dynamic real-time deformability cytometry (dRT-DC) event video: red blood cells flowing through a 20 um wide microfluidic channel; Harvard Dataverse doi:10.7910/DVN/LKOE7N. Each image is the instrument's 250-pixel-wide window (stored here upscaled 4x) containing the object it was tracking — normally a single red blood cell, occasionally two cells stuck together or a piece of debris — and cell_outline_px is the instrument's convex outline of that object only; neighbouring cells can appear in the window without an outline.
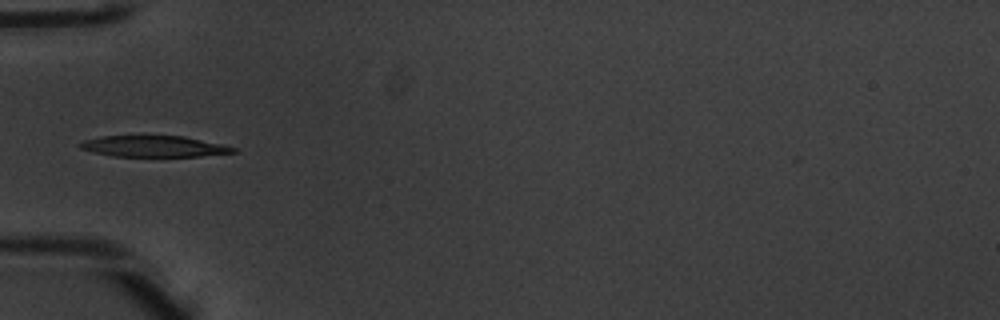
{"species": "common noctule bat (a hibernating species)", "species_latin": "Nyctalus noctula", "temperature_condition": "warm", "stored_images_in_passage": 35, "camera_frame_rate_fps": 3000, "um_per_image_px": 0.085, "animal": {"sex": "male", "body_mass_g": 20.1, "forearm_length_mm": 53.5}, "frame": {"image": 1, "passage_image": 1, "time_ms": 0.0, "image_size_px": [1000, 320], "cell_outline_px": [[236, 152], [200, 156], [112, 156], [92, 152], [80, 148], [76, 144], [84, 140], [100, 136], [184, 136], [224, 144], [236, 148]], "centroid_in_image_um": [13.06, 12.43], "position_along_channel_um": 71.9, "area_um2": 18.9}}
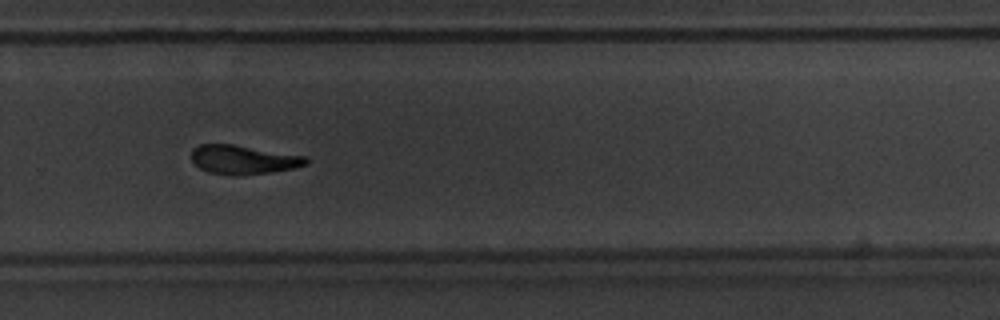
{"frame": {"image": 2, "passage_image": 19, "time_ms": 6.0, "image_size_px": [1000, 320], "cell_outline_px": [[308, 164], [292, 168], [268, 172], [208, 172], [200, 168], [192, 160], [192, 148], [200, 144], [232, 144], [308, 156]], "centroid_in_image_um": [20.71, 13.51], "position_along_channel_um": 309.1, "area_um2": 18.44}}
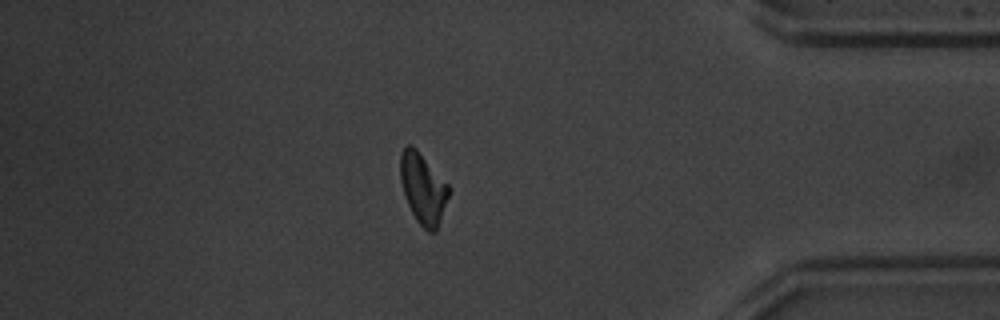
{"frame": {"image": 3, "passage_image": 28, "time_ms": 9.0, "image_size_px": [1000, 320], "cell_outline_px": [[448, 196], [436, 232], [428, 232], [416, 220], [408, 204], [400, 180], [400, 152], [408, 144], [416, 148], [448, 184]], "centroid_in_image_um": [35.93, 16.01], "position_along_channel_um": 399.3, "area_um2": 19.54}, "authors_computed_cell_mechanics": {"area_um2": 19.8832, "velocity_mm_per_s": 3.9634, "shape_relaxation_time_tau1_ms": 3.2282, "shape_relaxation_time_tau2_ms": 4.4683, "deformation_change_tau1": 0.1537, "deformation_change_tau2": 0.1188}}